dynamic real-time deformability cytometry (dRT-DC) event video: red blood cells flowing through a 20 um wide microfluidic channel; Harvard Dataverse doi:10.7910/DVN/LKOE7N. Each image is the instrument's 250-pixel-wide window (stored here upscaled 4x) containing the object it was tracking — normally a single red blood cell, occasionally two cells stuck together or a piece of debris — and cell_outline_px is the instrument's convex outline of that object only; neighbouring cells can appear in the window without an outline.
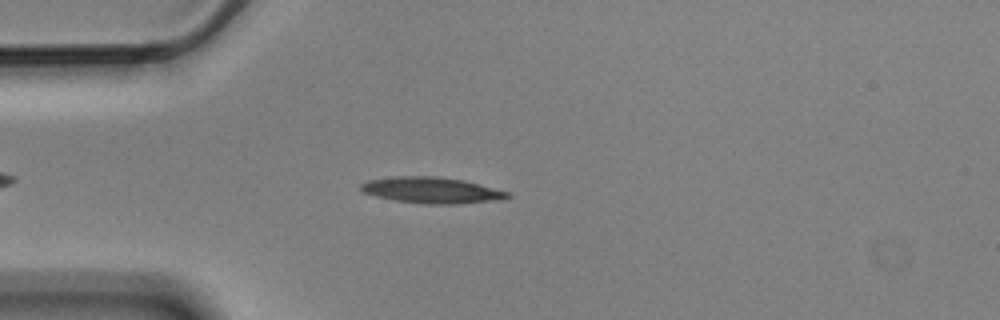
{"species": "Egyptian fruit bat (a non-hibernating species)", "species_latin": "Rousettus aegyptiacus", "temperature_condition": "cold", "stored_images_in_passage": 50, "camera_frame_rate_fps": 3000, "um_per_image_px": 0.085, "animal": {"sex": "male"}, "frame": {"image": 1, "passage_image": 8, "time_ms": 2.333, "image_size_px": [1000, 320], "cell_outline_px": [[512, 196], [488, 200], [452, 204], [428, 204], [396, 200], [376, 196], [364, 192], [360, 188], [360, 184], [368, 180], [396, 176], [436, 176], [464, 180], [508, 192]], "centroid_in_image_um": [36.62, 16.15], "position_along_channel_um": 48.4, "area_um2": 21.73}}
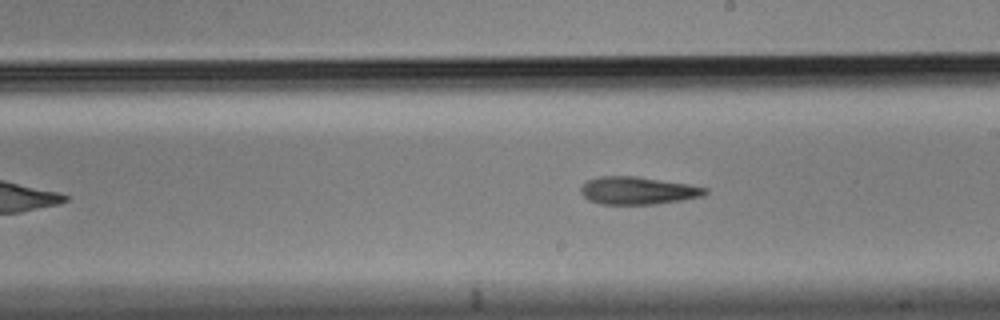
{"frame": {"image": 2, "passage_image": 25, "time_ms": 8.0, "image_size_px": [1000, 320], "cell_outline_px": [[708, 192], [704, 196], [656, 204], [600, 204], [588, 200], [580, 192], [580, 188], [588, 180], [600, 176], [640, 176], [688, 184], [708, 188]], "centroid_in_image_um": [54.22, 16.19], "position_along_channel_um": 234.8, "area_um2": 20.11}}
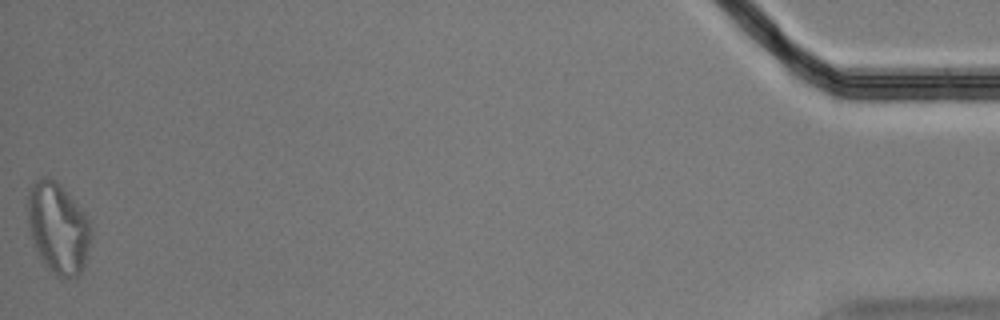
{"frame": {"image": 3, "passage_image": 50, "time_ms": 16.333, "image_size_px": [1000, 320], "cell_outline_px": [[92, 236], [84, 264], [80, 272], [76, 276], [56, 276], [48, 268], [40, 256], [36, 248], [28, 224], [28, 188], [40, 176], [48, 176], [60, 184], [84, 212], [92, 228]], "centroid_in_image_um": [4.94, 19.33], "position_along_channel_um": 430.3, "area_um2": 33.18}, "authors_computed_cell_mechanics": {"area_um2": 20.7791, "velocity_mm_per_s": 3.4999, "shape_relaxation_time_tau1_ms": null, "shape_relaxation_time_tau2_ms": 5.6435, "deformation_change_tau1": null, "deformation_change_tau2": 0.163}}